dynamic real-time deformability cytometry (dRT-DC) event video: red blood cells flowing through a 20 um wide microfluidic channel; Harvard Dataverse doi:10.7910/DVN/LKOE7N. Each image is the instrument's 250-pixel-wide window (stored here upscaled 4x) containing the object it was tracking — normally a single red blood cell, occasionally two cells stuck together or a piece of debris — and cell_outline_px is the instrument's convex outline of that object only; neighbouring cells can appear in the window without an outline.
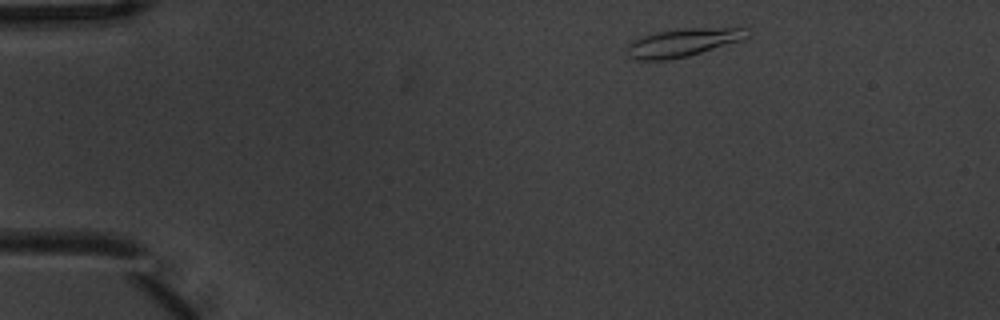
{"species": "common noctule bat (a hibernating species)", "species_latin": "Nyctalus noctula", "temperature_condition": "warm", "stored_images_in_passage": 4, "camera_frame_rate_fps": 3000, "um_per_image_px": 0.085, "animal": {"sex": "male", "body_mass_g": 20.1, "forearm_length_mm": 53.5}, "frame": {"image": 1, "passage_image": 1, "time_ms": 0.0, "image_size_px": [1000, 320], "cell_outline_px": [[748, 36], [744, 40], [688, 56], [664, 60], [636, 60], [628, 56], [628, 44], [632, 40], [656, 32], [684, 28], [744, 28]], "centroid_in_image_um": [58.03, 3.62], "position_along_channel_um": 27.0, "area_um2": 19.48}}